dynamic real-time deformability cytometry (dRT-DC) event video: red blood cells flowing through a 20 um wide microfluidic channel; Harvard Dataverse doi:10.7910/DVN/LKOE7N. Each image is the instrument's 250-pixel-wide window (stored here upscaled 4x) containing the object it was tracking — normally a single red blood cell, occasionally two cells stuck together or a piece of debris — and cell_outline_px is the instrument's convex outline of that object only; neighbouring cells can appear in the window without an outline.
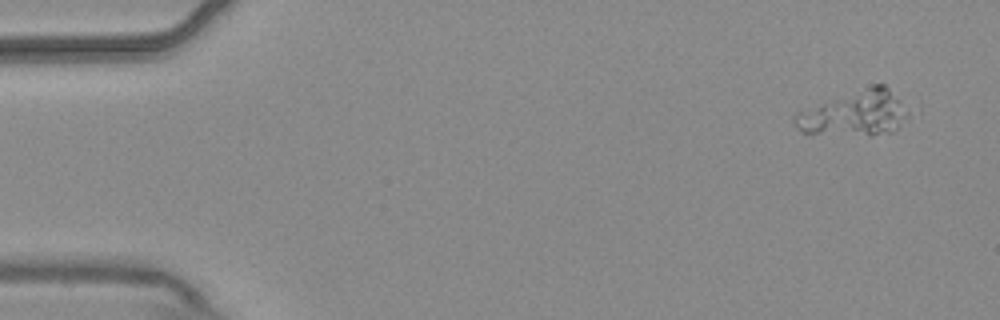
{"species": "common noctule bat (a hibernating species)", "species_latin": "Nyctalus noctula", "temperature_condition": "warm", "stored_images_in_passage": 6, "camera_frame_rate_fps": 3000, "um_per_image_px": 0.085, "animal": {"sex": "male", "body_mass_g": 20.4}, "frame": {"image": 1, "passage_image": 6, "time_ms": 1.667, "image_size_px": [1000, 320], "cell_outline_px": [[912, 112], [892, 132], [872, 136], [808, 136], [792, 120], [792, 116], [796, 112], [872, 84], [884, 84]], "centroid_in_image_um": [72.64, 9.69], "position_along_channel_um": 12.4, "area_um2": 30.46}}